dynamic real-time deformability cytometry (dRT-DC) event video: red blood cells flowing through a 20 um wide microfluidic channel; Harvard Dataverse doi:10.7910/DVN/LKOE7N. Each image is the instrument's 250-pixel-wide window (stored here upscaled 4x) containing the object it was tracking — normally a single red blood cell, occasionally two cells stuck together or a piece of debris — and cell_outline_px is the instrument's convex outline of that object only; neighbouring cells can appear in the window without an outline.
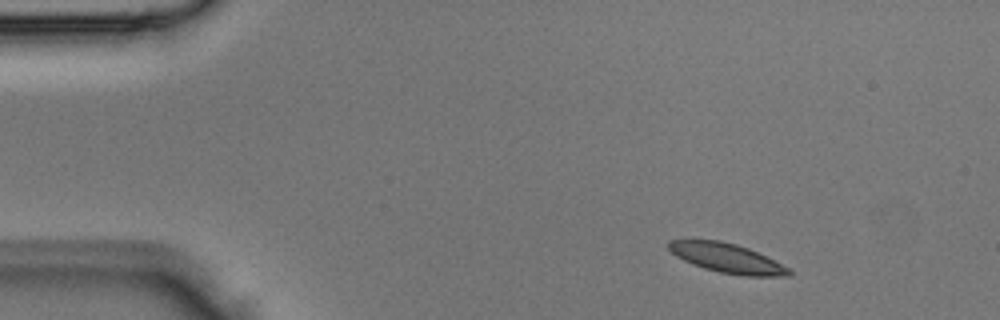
{"species": "Egyptian fruit bat (a non-hibernating species)", "species_latin": "Rousettus aegyptiacus", "temperature_condition": "room temperature", "stored_images_in_passage": 3, "camera_frame_rate_fps": 3000, "um_per_image_px": 0.085, "animal": {"sex": "male"}, "frame": {"image": 1, "passage_image": 1, "time_ms": 0.0, "image_size_px": [1000, 320], "cell_outline_px": [[792, 276], [744, 276], [720, 272], [704, 268], [692, 264], [676, 256], [668, 248], [668, 240], [720, 240], [736, 244], [748, 248], [792, 268]], "centroid_in_image_um": [61.84, 21.95], "position_along_channel_um": 23.2, "area_um2": 20.63}}
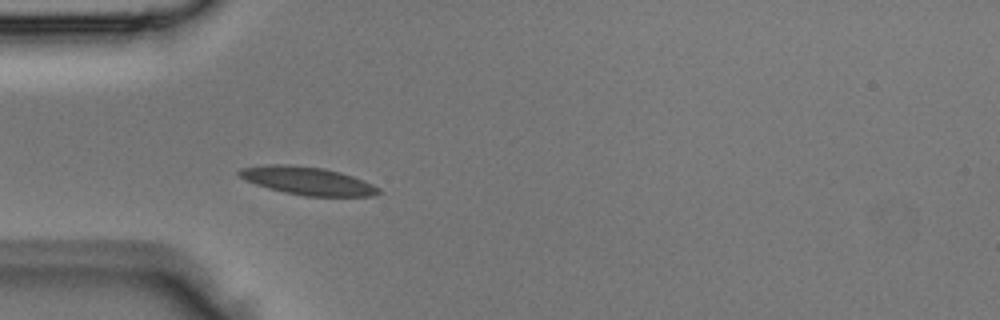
{"frame": {"image": 2, "passage_image": 3, "time_ms": 0.667, "image_size_px": [1000, 320], "cell_outline_px": [[380, 192], [376, 196], [304, 196], [284, 192], [268, 188], [244, 180], [236, 172], [240, 168], [272, 164], [288, 164], [324, 168], [340, 172], [364, 180], [380, 188]], "centroid_in_image_um": [26.14, 15.37], "position_along_channel_um": 58.9, "area_um2": 22.77}}